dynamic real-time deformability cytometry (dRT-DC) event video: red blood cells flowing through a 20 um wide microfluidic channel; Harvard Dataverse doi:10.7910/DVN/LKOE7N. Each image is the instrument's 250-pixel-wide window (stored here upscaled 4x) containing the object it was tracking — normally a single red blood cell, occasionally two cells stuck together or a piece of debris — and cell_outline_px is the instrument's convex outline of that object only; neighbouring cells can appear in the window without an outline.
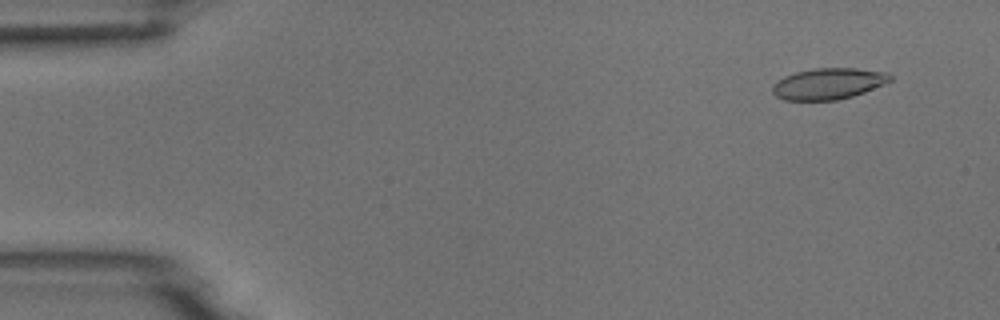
{"species": "common noctule bat (a hibernating species)", "species_latin": "Nyctalus noctula", "temperature_condition": "room temperature", "stored_images_in_passage": 4, "camera_frame_rate_fps": 3000, "um_per_image_px": 0.085, "animal": {"sex": "male", "body_mass_g": 18.8}, "frame": {"image": 1, "passage_image": 1, "time_ms": 0.0, "image_size_px": [1000, 320], "cell_outline_px": [[892, 80], [884, 84], [864, 92], [852, 96], [836, 100], [784, 100], [776, 96], [772, 92], [772, 84], [776, 80], [784, 76], [796, 72], [816, 68], [856, 68], [888, 72], [892, 76]], "centroid_in_image_um": [70.4, 7.11], "position_along_channel_um": 14.6, "area_um2": 21.5}}
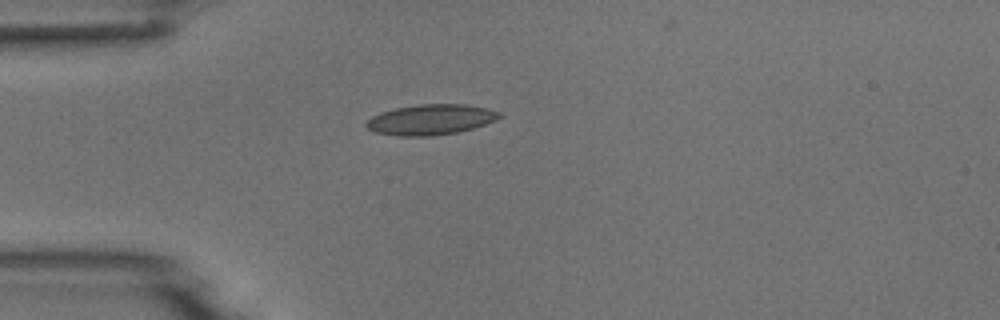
{"frame": {"image": 2, "passage_image": 4, "time_ms": 3.333, "image_size_px": [1000, 320], "cell_outline_px": [[504, 116], [496, 120], [472, 128], [456, 132], [432, 136], [396, 136], [376, 132], [368, 128], [364, 124], [372, 116], [380, 112], [396, 108], [420, 104], [464, 104], [484, 108], [500, 112]], "centroid_in_image_um": [36.6, 10.17], "position_along_channel_um": 48.4, "area_um2": 23.47}}